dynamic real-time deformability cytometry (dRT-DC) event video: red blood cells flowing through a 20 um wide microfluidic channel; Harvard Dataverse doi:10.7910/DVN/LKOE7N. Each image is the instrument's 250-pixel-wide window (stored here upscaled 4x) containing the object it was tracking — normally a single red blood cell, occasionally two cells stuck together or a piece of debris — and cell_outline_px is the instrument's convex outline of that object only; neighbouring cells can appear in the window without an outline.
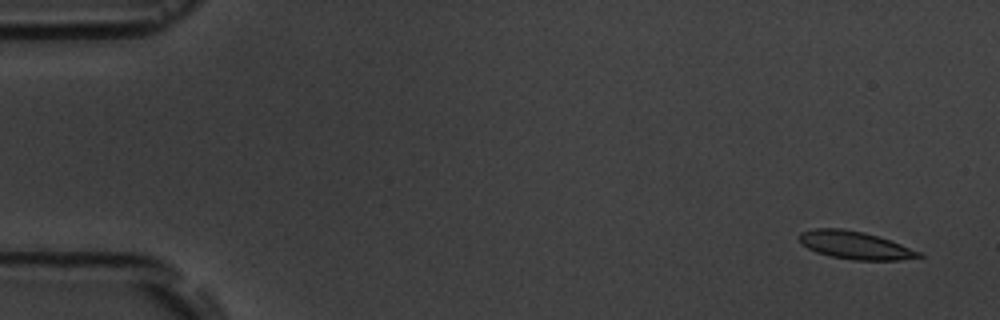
{"species": "common noctule bat (a hibernating species)", "species_latin": "Nyctalus noctula", "temperature_condition": "room temperature", "stored_images_in_passage": 5, "camera_frame_rate_fps": 3000, "um_per_image_px": 0.085, "animal": {"sex": "male", "body_mass_g": 19.5, "forearm_length_mm": 54.6}, "frame": {"image": 1, "passage_image": 1, "time_ms": 0.0, "image_size_px": [1000, 320], "cell_outline_px": [[924, 256], [900, 260], [852, 260], [832, 256], [816, 252], [808, 248], [796, 236], [800, 232], [816, 228], [840, 228], [864, 232], [880, 236], [920, 252]], "centroid_in_image_um": [72.66, 20.83], "position_along_channel_um": 12.3, "area_um2": 19.31}}
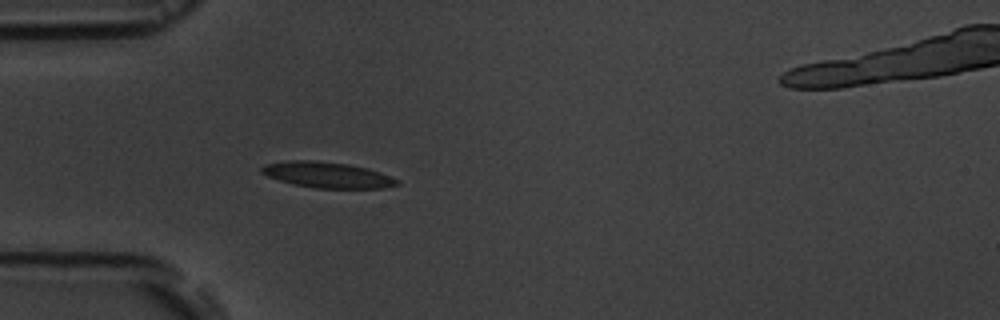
{"frame": {"image": 2, "passage_image": 4, "time_ms": 4.667, "image_size_px": [1000, 320], "cell_outline_px": [[400, 184], [384, 188], [316, 188], [292, 184], [268, 176], [260, 172], [260, 168], [264, 164], [288, 160], [316, 160], [348, 164], [380, 172], [400, 180]], "centroid_in_image_um": [27.81, 14.86], "position_along_channel_um": 57.2, "area_um2": 20.4}}